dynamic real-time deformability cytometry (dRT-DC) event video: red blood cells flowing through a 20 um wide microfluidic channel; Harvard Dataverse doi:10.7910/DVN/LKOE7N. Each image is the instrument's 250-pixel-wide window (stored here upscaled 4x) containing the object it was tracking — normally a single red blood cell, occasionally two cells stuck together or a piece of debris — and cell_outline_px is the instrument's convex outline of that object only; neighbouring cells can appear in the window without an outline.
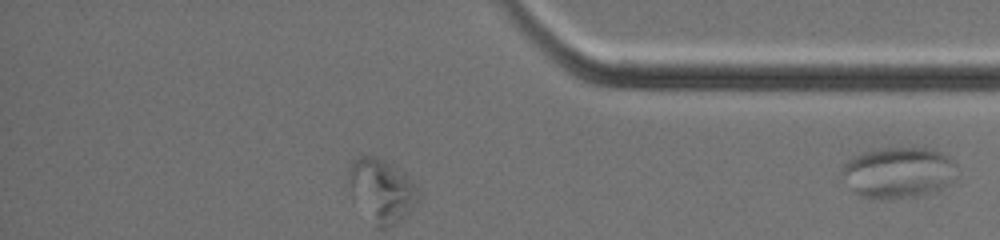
{"species": "common noctule bat (a hibernating species)", "species_latin": "Nyctalus noctula", "temperature_condition": "warm", "stored_images_in_passage": 35, "segment_of_instrument_passage": [2, 2], "camera_frame_rate_fps": 3000, "um_per_image_px": 0.085, "animal": {"sex": "female", "body_mass_g": 19.0, "forearm_length_mm": 51.5}, "frame": {"image": 1, "passage_image": 35, "time_ms": 11.333, "image_size_px": [1000, 240], "cell_outline_px": [[956, 180], [936, 192], [912, 196], [860, 196], [852, 192], [844, 172], [844, 164], [852, 156], [860, 152], [880, 148], [928, 148], [940, 152], [948, 156], [956, 164]], "centroid_in_image_um": [76.43, 14.62], "position_along_channel_um": 358.8, "area_um2": 33.58}}